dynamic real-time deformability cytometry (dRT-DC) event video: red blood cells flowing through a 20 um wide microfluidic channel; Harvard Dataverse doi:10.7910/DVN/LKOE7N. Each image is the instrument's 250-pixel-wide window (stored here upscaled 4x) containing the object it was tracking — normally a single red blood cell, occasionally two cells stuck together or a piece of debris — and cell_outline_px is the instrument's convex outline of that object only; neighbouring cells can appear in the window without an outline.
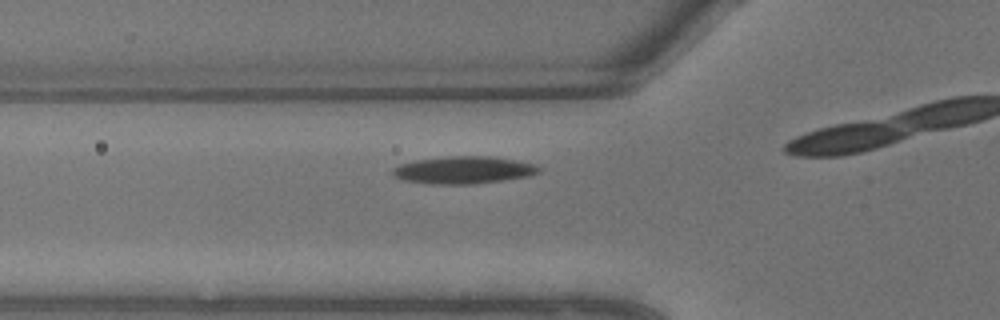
{"species": "common noctule bat (a hibernating species)", "species_latin": "Nyctalus noctula", "temperature_condition": "warm", "stored_images_in_passage": 5, "camera_frame_rate_fps": 3000, "um_per_image_px": 0.085, "animal": {"sex": "male", "body_mass_g": 13.3}, "frame": {"image": 1, "passage_image": 4, "time_ms": 1.0, "image_size_px": [1000, 320], "cell_outline_px": [[540, 172], [528, 176], [504, 180], [472, 184], [428, 184], [404, 180], [392, 176], [392, 168], [400, 164], [416, 160], [448, 156], [488, 156], [536, 164], [540, 168]], "centroid_in_image_um": [39.37, 14.46], "position_along_channel_um": 86.4, "area_um2": 23.29}}